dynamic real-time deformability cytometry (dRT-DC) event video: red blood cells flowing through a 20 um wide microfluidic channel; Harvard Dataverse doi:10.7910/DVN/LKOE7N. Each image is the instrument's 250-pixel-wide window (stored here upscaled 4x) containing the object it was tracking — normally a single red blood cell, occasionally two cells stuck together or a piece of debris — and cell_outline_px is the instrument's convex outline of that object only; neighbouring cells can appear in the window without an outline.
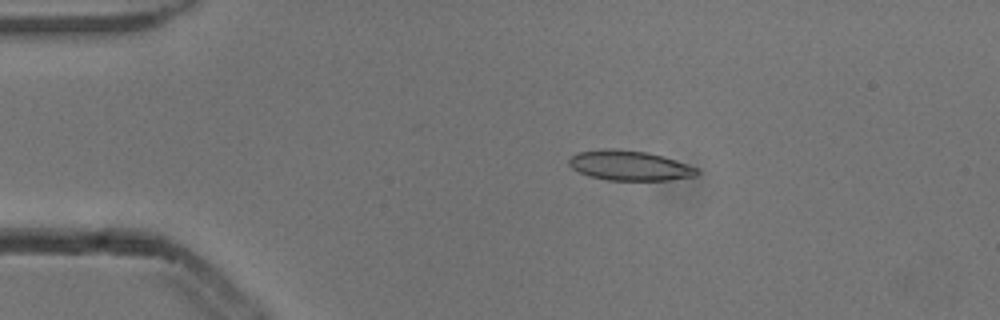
{"species": "common noctule bat (a hibernating species)", "species_latin": "Nyctalus noctula", "temperature_condition": "cold", "stored_images_in_passage": 5, "camera_frame_rate_fps": 3000, "um_per_image_px": 0.085, "animal": {"sex": "male", "body_mass_g": 13.3}, "frame": {"image": 1, "passage_image": 3, "time_ms": 0.667, "image_size_px": [1000, 320], "cell_outline_px": [[700, 172], [696, 176], [668, 180], [608, 180], [588, 176], [572, 168], [568, 164], [568, 160], [572, 156], [580, 152], [600, 148], [612, 148], [648, 152], [664, 156], [676, 160], [696, 168]], "centroid_in_image_um": [53.5, 14.06], "position_along_channel_um": 31.5, "area_um2": 22.37}}
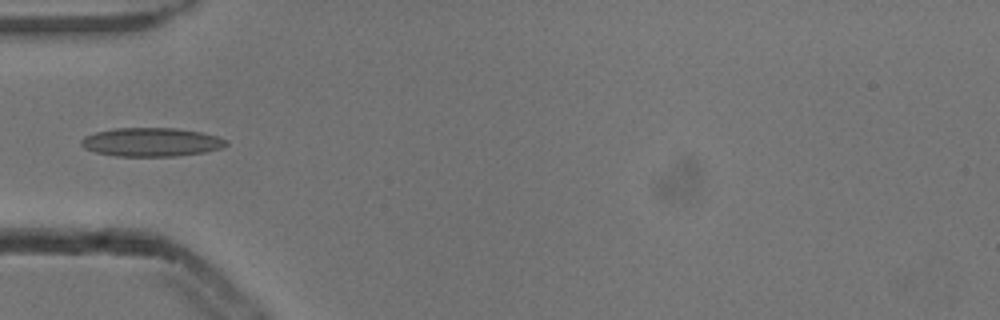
{"frame": {"image": 2, "passage_image": 5, "time_ms": 1.333, "image_size_px": [1000, 320], "cell_outline_px": [[228, 144], [224, 148], [204, 152], [176, 156], [116, 156], [96, 152], [84, 148], [80, 144], [80, 140], [84, 136], [96, 132], [116, 128], [176, 128], [200, 132], [216, 136], [228, 140]], "centroid_in_image_um": [12.87, 12.08], "position_along_channel_um": 72.1, "area_um2": 24.28}}